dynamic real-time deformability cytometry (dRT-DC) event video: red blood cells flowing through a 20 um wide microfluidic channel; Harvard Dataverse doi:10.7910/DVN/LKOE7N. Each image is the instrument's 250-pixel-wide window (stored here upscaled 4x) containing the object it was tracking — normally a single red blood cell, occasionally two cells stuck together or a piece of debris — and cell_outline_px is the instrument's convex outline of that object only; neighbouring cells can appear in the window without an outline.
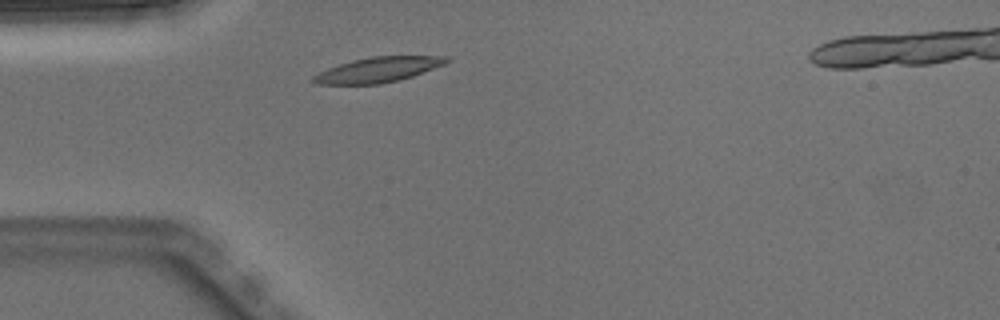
{"species": "Egyptian fruit bat (a non-hibernating species)", "species_latin": "Rousettus aegyptiacus", "temperature_condition": "warm", "stored_images_in_passage": 3, "camera_frame_rate_fps": 3000, "um_per_image_px": 0.085, "animal": {"sex": "male"}, "frame": {"image": 1, "passage_image": 2, "time_ms": 0.333, "image_size_px": [1000, 320], "cell_outline_px": [[452, 60], [444, 64], [412, 76], [380, 84], [316, 84], [308, 80], [312, 76], [328, 68], [352, 60], [372, 56], [448, 56]], "centroid_in_image_um": [32.11, 5.92], "position_along_channel_um": 52.9, "area_um2": 19.36}}